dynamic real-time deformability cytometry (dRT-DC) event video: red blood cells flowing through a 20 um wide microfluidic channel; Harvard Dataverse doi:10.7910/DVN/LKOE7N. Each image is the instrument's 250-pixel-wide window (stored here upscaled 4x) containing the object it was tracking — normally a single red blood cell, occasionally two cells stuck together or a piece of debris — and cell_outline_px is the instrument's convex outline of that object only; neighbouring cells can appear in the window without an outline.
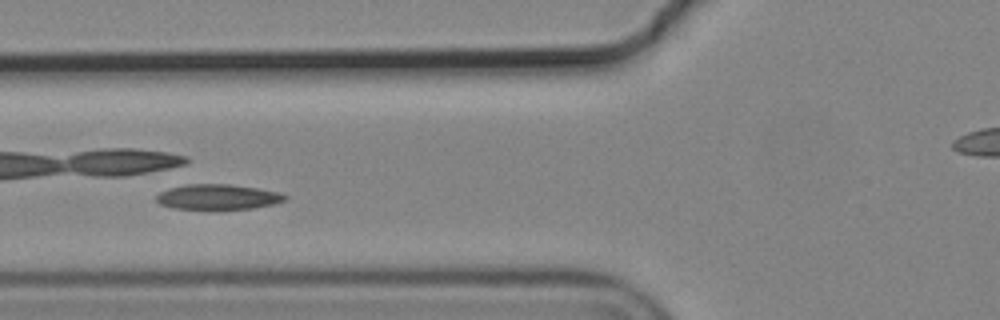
{"species": "common noctule bat (a hibernating species)", "species_latin": "Nyctalus noctula", "temperature_condition": "cold", "stored_images_in_passage": 51, "camera_frame_rate_fps": 3000, "um_per_image_px": 0.085, "animal": {"sex": "male", "body_mass_g": 19.2, "forearm_length_mm": 51.8}, "frame": {"image": 1, "passage_image": 22, "time_ms": 7.0, "image_size_px": [1000, 320], "cell_outline_px": [[288, 200], [272, 204], [252, 208], [220, 212], [212, 212], [172, 208], [160, 204], [156, 200], [156, 196], [160, 192], [172, 188], [188, 184], [228, 184], [256, 188], [280, 192], [288, 196]], "centroid_in_image_um": [18.53, 16.79], "position_along_channel_um": 107.3, "area_um2": 19.77}}